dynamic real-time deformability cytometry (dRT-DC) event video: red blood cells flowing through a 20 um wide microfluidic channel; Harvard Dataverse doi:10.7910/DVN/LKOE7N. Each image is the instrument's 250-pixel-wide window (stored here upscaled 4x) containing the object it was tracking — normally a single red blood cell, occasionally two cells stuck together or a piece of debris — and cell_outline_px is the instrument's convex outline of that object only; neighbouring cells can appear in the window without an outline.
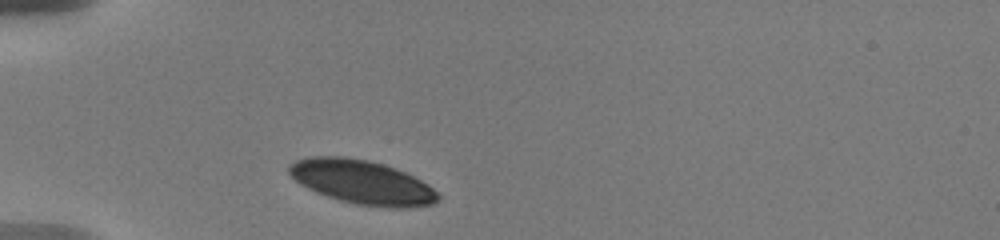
{"species": "human", "species_latin": "Homo sapiens", "temperature_condition": "warm", "stored_images_in_passage": 37, "camera_frame_rate_fps": 3000, "um_per_image_px": 0.085, "donor": {"sex": "male"}, "frame": {"image": 1, "passage_image": 1, "time_ms": 0.0, "image_size_px": [1000, 240], "cell_outline_px": [[440, 200], [432, 204], [404, 208], [388, 208], [356, 204], [340, 200], [316, 192], [300, 184], [288, 172], [288, 164], [296, 160], [312, 156], [344, 156], [368, 160], [396, 168], [428, 184], [440, 196]], "centroid_in_image_um": [30.77, 15.48], "position_along_channel_um": 54.2, "area_um2": 38.09}}
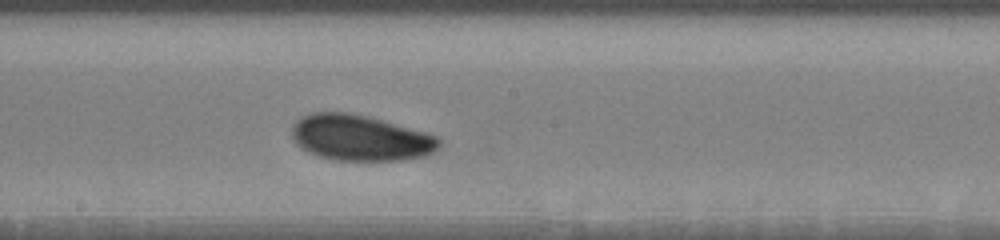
{"frame": {"image": 2, "passage_image": 19, "time_ms": 5.0, "image_size_px": [1000, 240], "cell_outline_px": [[440, 144], [432, 152], [424, 156], [404, 160], [332, 160], [316, 156], [300, 148], [296, 144], [292, 136], [292, 124], [296, 120], [312, 112], [352, 112], [368, 116], [424, 132], [436, 136], [440, 140]], "centroid_in_image_um": [30.57, 11.72], "position_along_channel_um": 217.6, "area_um2": 39.36}}
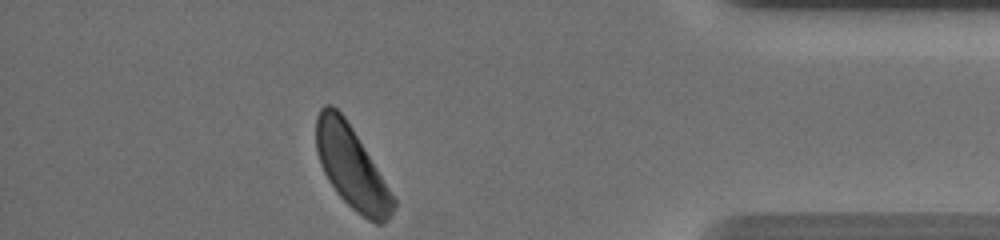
{"frame": {"image": 3, "passage_image": 37, "time_ms": 11.0, "image_size_px": [1000, 240], "cell_outline_px": [[396, 208], [388, 220], [380, 224], [376, 224], [368, 220], [356, 212], [336, 192], [328, 180], [320, 164], [316, 152], [316, 116], [320, 108], [324, 104], [332, 104], [344, 116], [352, 128], [396, 200]], "centroid_in_image_um": [29.86, 14.22], "position_along_channel_um": 405.3, "area_um2": 36.65}, "authors_computed_cell_mechanics": {"area_um2": 39.0728, "velocity_mm_per_s": 3.6345, "shape_relaxation_time_tau1_ms": 1.5364, "shape_relaxation_time_tau2_ms": null, "deformation_change_tau1": 0.079, "deformation_change_tau2": null}}